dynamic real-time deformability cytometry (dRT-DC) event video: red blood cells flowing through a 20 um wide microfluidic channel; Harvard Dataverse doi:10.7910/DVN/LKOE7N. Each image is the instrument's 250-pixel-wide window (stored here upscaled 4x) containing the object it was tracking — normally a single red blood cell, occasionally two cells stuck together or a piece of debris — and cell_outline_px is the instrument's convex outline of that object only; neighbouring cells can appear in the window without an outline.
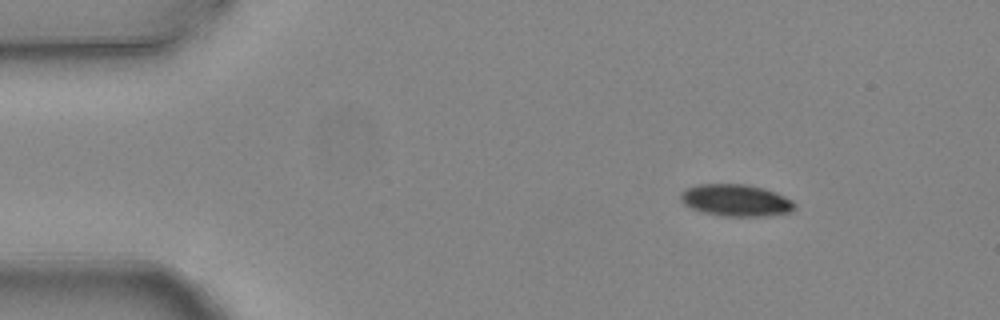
{"species": "common noctule bat (a hibernating species)", "species_latin": "Nyctalus noctula", "temperature_condition": "warm", "stored_images_in_passage": 3, "camera_frame_rate_fps": 3000, "um_per_image_px": 0.085, "animal": {"sex": "female", "body_mass_g": 24.6, "forearm_length_mm": 56.2}, "frame": {"image": 1, "passage_image": 1, "time_ms": 0.0, "image_size_px": [1000, 320], "cell_outline_px": [[796, 208], [792, 212], [768, 216], [720, 216], [704, 212], [692, 208], [684, 204], [680, 200], [680, 192], [696, 184], [744, 184], [764, 188], [776, 192], [792, 200], [796, 204]], "centroid_in_image_um": [62.58, 17.03], "position_along_channel_um": 22.4, "area_um2": 21.39}}
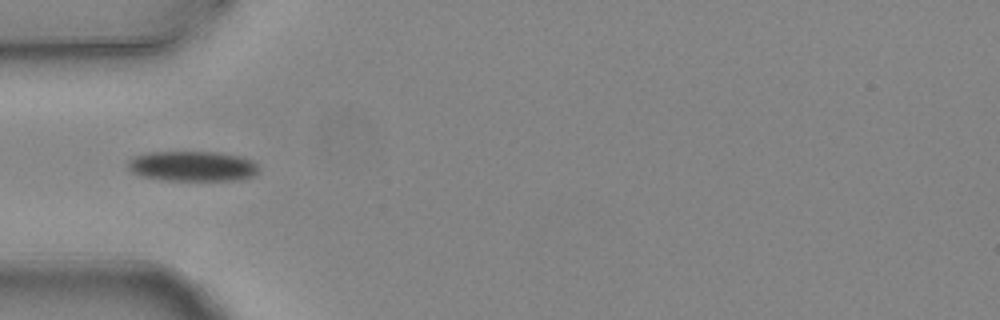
{"frame": {"image": 2, "passage_image": 3, "time_ms": 0.667, "image_size_px": [1000, 320], "cell_outline_px": [[260, 172], [244, 180], [160, 180], [140, 176], [132, 172], [128, 168], [128, 160], [132, 156], [148, 152], [216, 152], [240, 156], [252, 160], [256, 164]], "centroid_in_image_um": [16.35, 14.13], "position_along_channel_um": 68.7, "area_um2": 23.29}}